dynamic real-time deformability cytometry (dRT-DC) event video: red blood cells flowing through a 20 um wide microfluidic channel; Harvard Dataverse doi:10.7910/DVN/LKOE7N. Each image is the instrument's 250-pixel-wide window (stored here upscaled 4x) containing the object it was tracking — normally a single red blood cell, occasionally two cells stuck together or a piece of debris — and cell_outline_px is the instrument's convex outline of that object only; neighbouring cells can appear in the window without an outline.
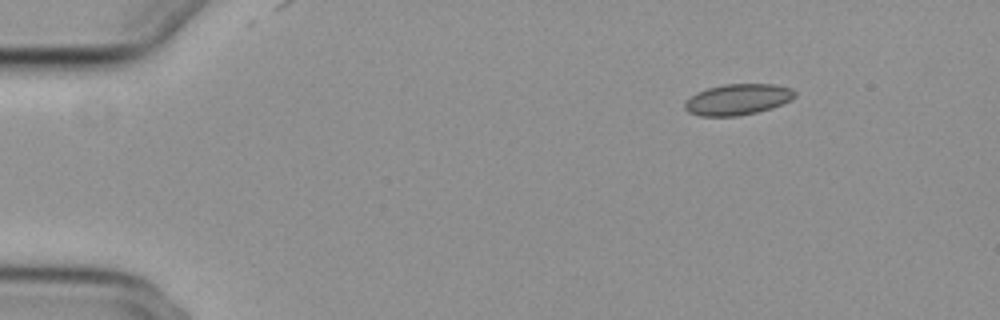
{"species": "common noctule bat (a hibernating species)", "species_latin": "Nyctalus noctula", "temperature_condition": "cold", "stored_images_in_passage": 49, "camera_frame_rate_fps": 3000, "um_per_image_px": 0.085, "animal": {"sex": "female", "body_mass_g": 29.2, "forearm_length_mm": 56.3}, "frame": {"image": 1, "passage_image": 1, "time_ms": 0.0, "image_size_px": [1000, 320], "cell_outline_px": [[796, 96], [792, 100], [772, 108], [756, 112], [736, 116], [700, 116], [688, 112], [684, 108], [684, 104], [696, 92], [708, 88], [724, 84], [772, 84], [792, 88], [796, 92]], "centroid_in_image_um": [62.73, 8.45], "position_along_channel_um": 22.3, "area_um2": 19.88}}
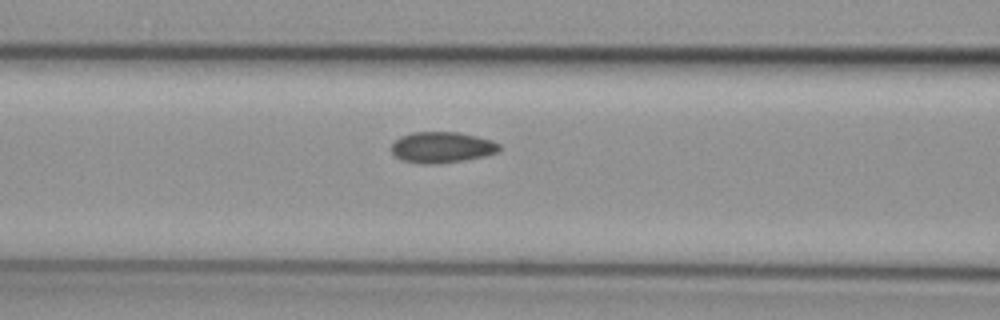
{"frame": {"image": 2, "passage_image": 17, "time_ms": 5.333, "image_size_px": [1000, 320], "cell_outline_px": [[500, 148], [496, 152], [484, 156], [464, 160], [436, 164], [420, 164], [404, 160], [396, 156], [392, 152], [392, 144], [400, 136], [412, 132], [460, 132], [492, 140], [500, 144]], "centroid_in_image_um": [37.56, 12.52], "position_along_channel_um": 129.0, "area_um2": 19.42}}
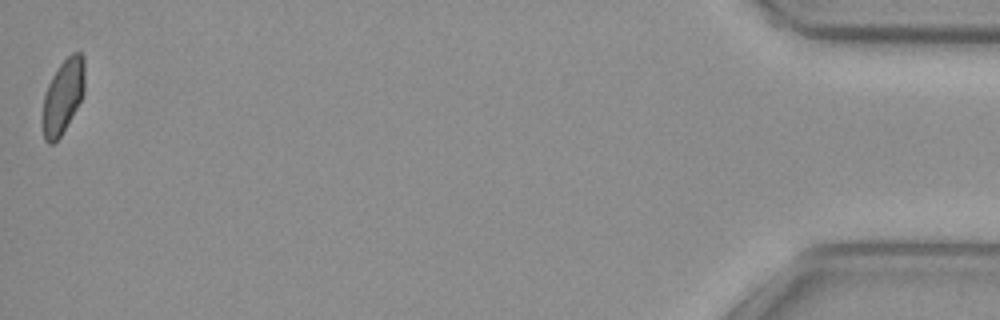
{"frame": {"image": 3, "passage_image": 49, "time_ms": 16.0, "image_size_px": [1000, 320], "cell_outline_px": [[84, 92], [76, 108], [60, 136], [52, 144], [48, 144], [44, 140], [44, 92], [52, 76], [60, 64], [72, 52], [80, 52], [84, 56]], "centroid_in_image_um": [5.37, 8.13], "position_along_channel_um": 429.8, "area_um2": 17.74}, "authors_computed_cell_mechanics": {"area_um2": 19.0162, "velocity_mm_per_s": 3.7231, "shape_relaxation_time_tau1_ms": null, "shape_relaxation_time_tau2_ms": 2.4247, "deformation_change_tau1": null, "deformation_change_tau2": 0.0658}}